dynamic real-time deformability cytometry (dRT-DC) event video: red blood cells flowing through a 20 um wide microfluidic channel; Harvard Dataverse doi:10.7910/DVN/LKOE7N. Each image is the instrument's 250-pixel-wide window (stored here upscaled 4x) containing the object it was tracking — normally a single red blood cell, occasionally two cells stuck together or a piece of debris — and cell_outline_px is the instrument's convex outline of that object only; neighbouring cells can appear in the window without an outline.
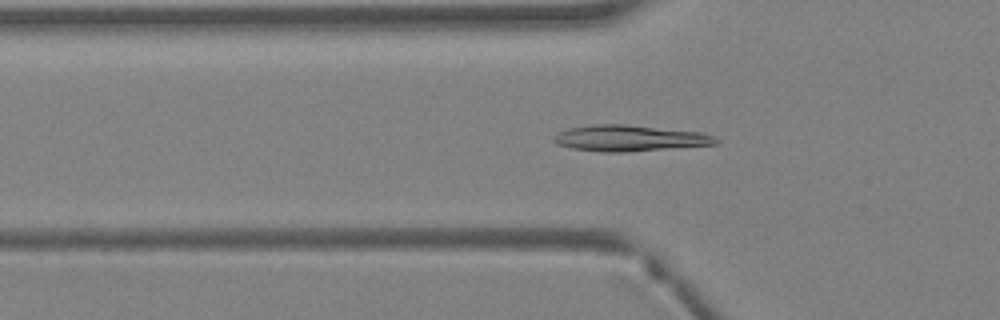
{"species": "Egyptian fruit bat (a non-hibernating species)", "species_latin": "Rousettus aegyptiacus", "temperature_condition": "warm", "stored_images_in_passage": 38, "camera_frame_rate_fps": 3000, "um_per_image_px": 0.085, "animal": {"sex": "female"}, "frame": {"image": 1, "passage_image": 12, "time_ms": 3.667, "image_size_px": [1000, 320], "cell_outline_px": [[720, 140], [716, 144], [628, 152], [600, 152], [572, 148], [556, 144], [552, 140], [552, 136], [568, 128], [592, 124], [624, 124], [700, 132], [712, 136]], "centroid_in_image_um": [53.46, 11.75], "position_along_channel_um": 72.3, "area_um2": 24.62}}
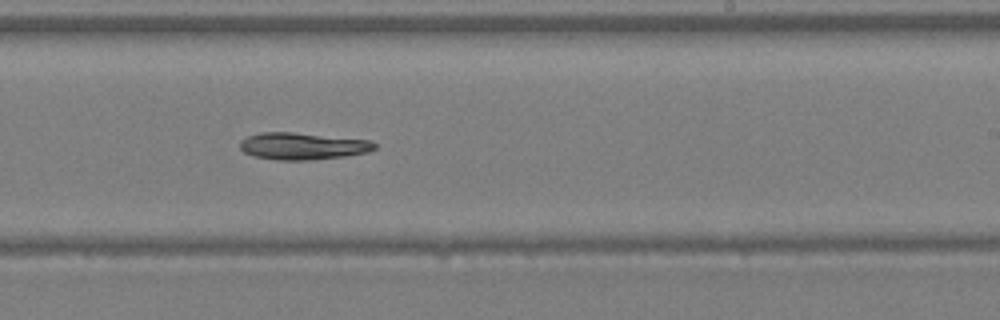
{"frame": {"image": 2, "passage_image": 23, "time_ms": 7.333, "image_size_px": [1000, 320], "cell_outline_px": [[376, 148], [368, 152], [344, 156], [312, 160], [276, 160], [252, 156], [244, 152], [240, 148], [240, 140], [248, 136], [260, 132], [292, 132], [372, 140], [376, 144]], "centroid_in_image_um": [25.71, 12.42], "position_along_channel_um": 263.3, "area_um2": 21.33}}
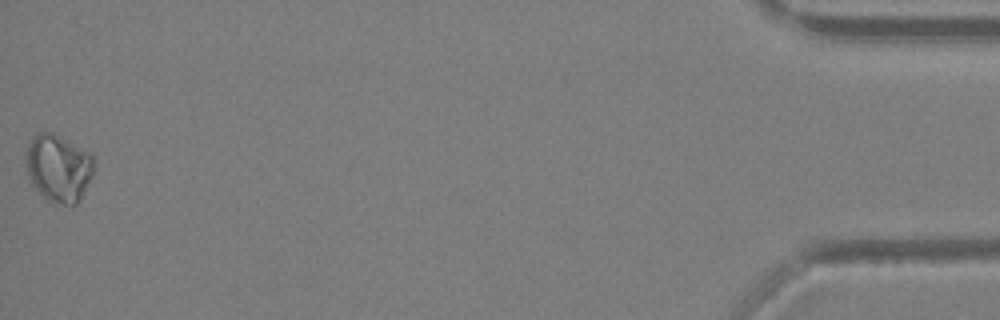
{"frame": {"image": 3, "passage_image": 38, "time_ms": 12.333, "image_size_px": [1000, 320], "cell_outline_px": [[92, 176], [76, 204], [56, 204], [48, 200], [32, 184], [28, 176], [24, 164], [24, 156], [28, 144], [32, 136], [36, 132], [52, 132], [88, 152], [92, 156]], "centroid_in_image_um": [4.9, 14.26], "position_along_channel_um": 430.3, "area_um2": 26.53}}